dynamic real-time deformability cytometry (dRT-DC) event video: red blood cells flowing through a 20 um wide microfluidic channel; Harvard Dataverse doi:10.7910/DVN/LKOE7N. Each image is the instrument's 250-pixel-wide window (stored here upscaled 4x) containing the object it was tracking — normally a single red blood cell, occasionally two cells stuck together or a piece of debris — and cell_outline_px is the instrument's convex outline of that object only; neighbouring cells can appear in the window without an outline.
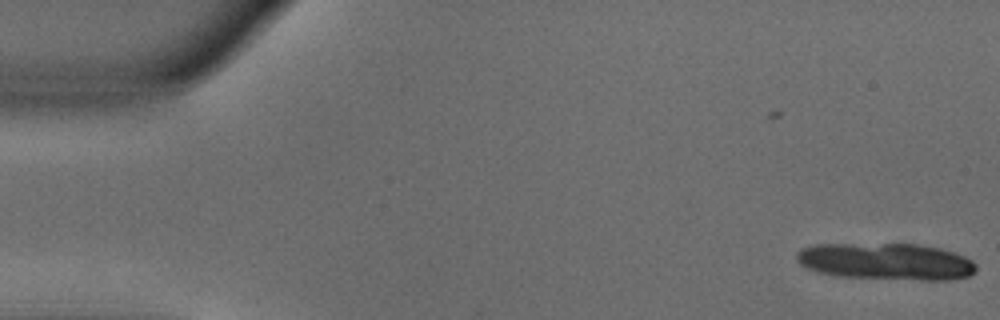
{"species": "common noctule bat (a hibernating species)", "species_latin": "Nyctalus noctula", "temperature_condition": "warm", "stored_images_in_passage": 13, "camera_frame_rate_fps": 3000, "um_per_image_px": 0.085, "animal": {"sex": "male", "body_mass_g": 18.8}, "frame": {"image": 1, "passage_image": 1, "time_ms": 0.0, "image_size_px": [1000, 320], "cell_outline_px": [[976, 272], [968, 276], [948, 280], [920, 280], [836, 276], [820, 272], [808, 268], [800, 264], [796, 260], [796, 252], [800, 248], [816, 244], [916, 244], [940, 248], [964, 256], [972, 260], [976, 264]], "centroid_in_image_um": [75.31, 22.22], "position_along_channel_um": 9.7, "area_um2": 38.61}}